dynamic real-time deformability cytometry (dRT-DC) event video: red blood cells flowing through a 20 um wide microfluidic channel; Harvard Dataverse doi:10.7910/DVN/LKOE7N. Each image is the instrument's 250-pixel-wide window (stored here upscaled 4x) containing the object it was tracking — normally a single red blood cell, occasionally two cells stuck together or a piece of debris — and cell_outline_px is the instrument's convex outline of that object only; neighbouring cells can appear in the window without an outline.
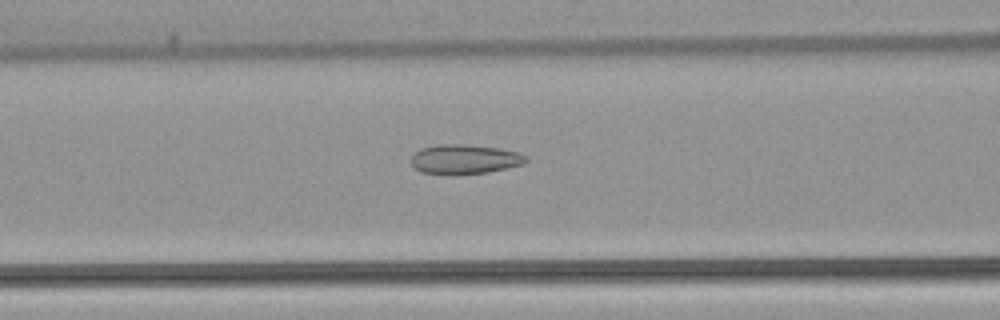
{"species": "common noctule bat (a hibernating species)", "species_latin": "Nyctalus noctula", "temperature_condition": "warm", "stored_images_in_passage": 53, "camera_frame_rate_fps": 3000, "um_per_image_px": 0.085, "animal": {"sex": "female", "body_mass_g": 22.7, "forearm_length_mm": 54.2}, "frame": {"image": 1, "passage_image": 22, "time_ms": 7.0, "image_size_px": [1000, 320], "cell_outline_px": [[528, 160], [524, 164], [488, 172], [420, 172], [412, 168], [408, 160], [420, 148], [436, 144], [464, 144], [500, 148], [520, 152], [528, 156]], "centroid_in_image_um": [39.49, 13.49], "position_along_channel_um": 127.1, "area_um2": 19.54}}
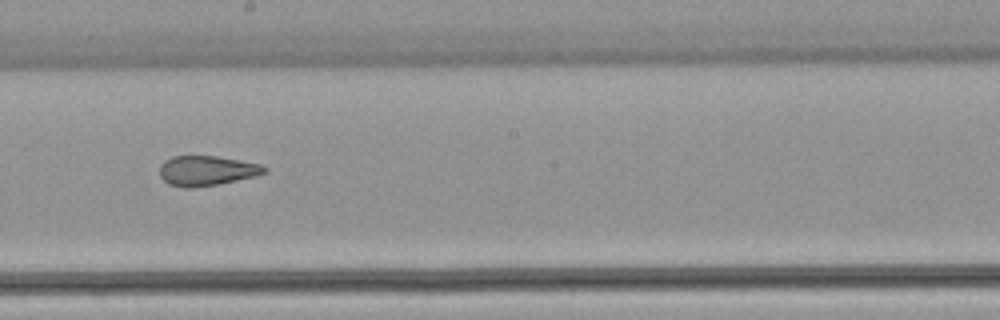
{"frame": {"image": 2, "passage_image": 30, "time_ms": 9.667, "image_size_px": [1000, 320], "cell_outline_px": [[268, 172], [256, 176], [220, 184], [188, 188], [184, 188], [168, 184], [160, 176], [160, 164], [164, 160], [172, 156], [216, 156], [260, 164], [268, 168]], "centroid_in_image_um": [17.57, 14.51], "position_along_channel_um": 230.6, "area_um2": 18.38}}
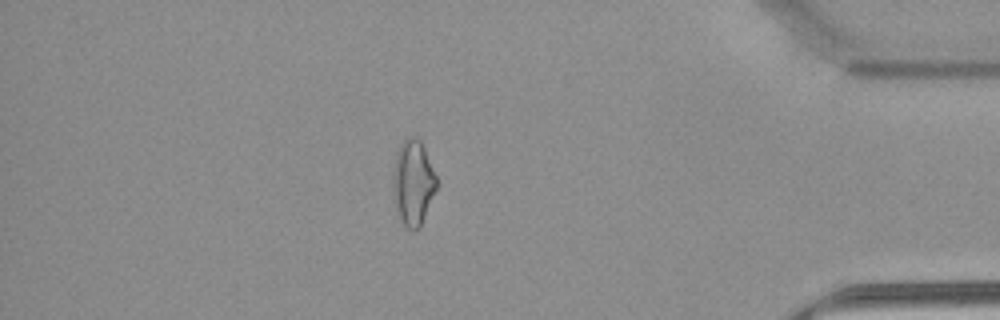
{"frame": {"image": 3, "passage_image": 46, "time_ms": 15.0, "image_size_px": [1000, 320], "cell_outline_px": [[436, 188], [424, 216], [420, 224], [416, 228], [408, 228], [404, 224], [396, 212], [392, 196], [392, 176], [396, 152], [400, 144], [408, 136], [416, 136], [420, 140], [424, 148], [436, 176]], "centroid_in_image_um": [35.06, 15.47], "position_along_channel_um": 400.1, "area_um2": 21.44}, "authors_computed_cell_mechanics": {"area_um2": 21.3282, "velocity_mm_per_s": 3.8884, "shape_relaxation_time_tau1_ms": null, "shape_relaxation_time_tau2_ms": 1.8357, "deformation_change_tau1": null, "deformation_change_tau2": 0.105}}